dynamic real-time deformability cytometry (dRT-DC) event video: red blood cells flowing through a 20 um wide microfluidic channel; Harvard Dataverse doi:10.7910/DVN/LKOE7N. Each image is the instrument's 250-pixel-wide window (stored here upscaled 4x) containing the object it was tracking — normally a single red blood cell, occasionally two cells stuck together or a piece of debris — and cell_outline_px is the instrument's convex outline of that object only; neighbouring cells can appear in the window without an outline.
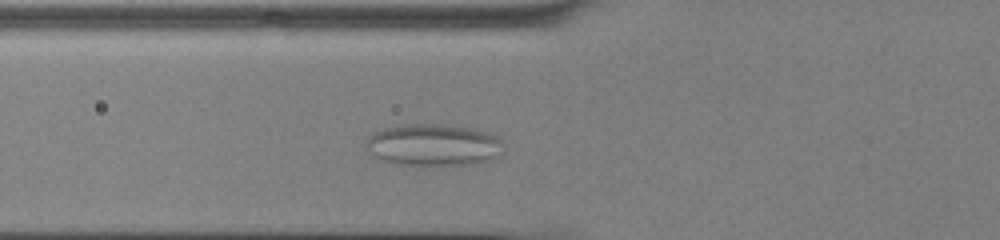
{"species": "common noctule bat (a hibernating species)", "species_latin": "Nyctalus noctula", "temperature_condition": "cold", "stored_images_in_passage": 36, "camera_frame_rate_fps": 3000, "um_per_image_px": 0.085, "animal": {"sex": "male", "body_mass_g": 13.0, "forearm_length_mm": 53.1}, "frame": {"image": 1, "passage_image": 8, "time_ms": 2.333, "image_size_px": [1000, 240], "cell_outline_px": [[504, 144], [500, 156], [488, 160], [472, 164], [400, 164], [380, 160], [372, 156], [368, 152], [364, 144], [368, 136], [384, 128], [400, 124], [444, 124], [468, 128], [484, 132], [496, 136]], "centroid_in_image_um": [36.79, 12.31], "position_along_channel_um": 89.0, "area_um2": 33.47}}
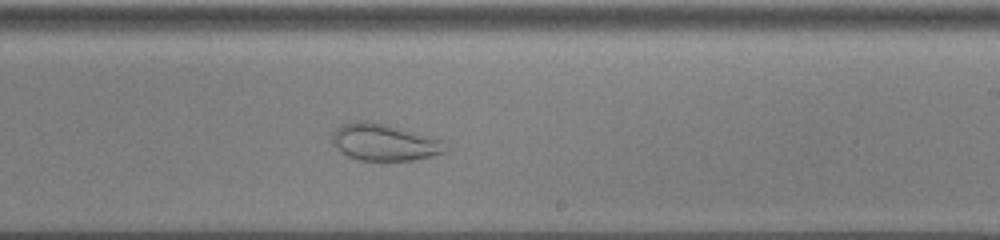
{"frame": {"image": 2, "passage_image": 21, "time_ms": 6.667, "image_size_px": [1000, 240], "cell_outline_px": [[448, 148], [444, 152], [432, 156], [416, 160], [360, 160], [348, 156], [332, 140], [332, 132], [336, 128], [348, 120], [364, 120], [388, 124], [444, 140]], "centroid_in_image_um": [32.7, 12.06], "position_along_channel_um": 256.3, "area_um2": 24.39}}
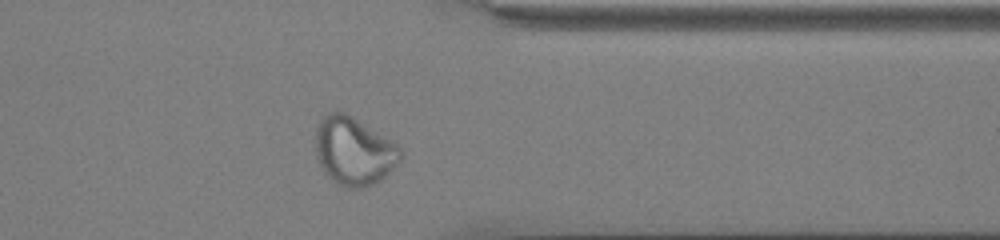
{"frame": {"image": 3, "passage_image": 31, "time_ms": 10.0, "image_size_px": [1000, 240], "cell_outline_px": [[404, 156], [380, 180], [364, 188], [348, 188], [332, 180], [324, 172], [316, 156], [316, 128], [320, 120], [324, 116], [332, 112], [344, 112], [352, 116], [396, 144], [400, 148]], "centroid_in_image_um": [30.06, 12.85], "position_along_channel_um": 381.3, "area_um2": 33.23}}